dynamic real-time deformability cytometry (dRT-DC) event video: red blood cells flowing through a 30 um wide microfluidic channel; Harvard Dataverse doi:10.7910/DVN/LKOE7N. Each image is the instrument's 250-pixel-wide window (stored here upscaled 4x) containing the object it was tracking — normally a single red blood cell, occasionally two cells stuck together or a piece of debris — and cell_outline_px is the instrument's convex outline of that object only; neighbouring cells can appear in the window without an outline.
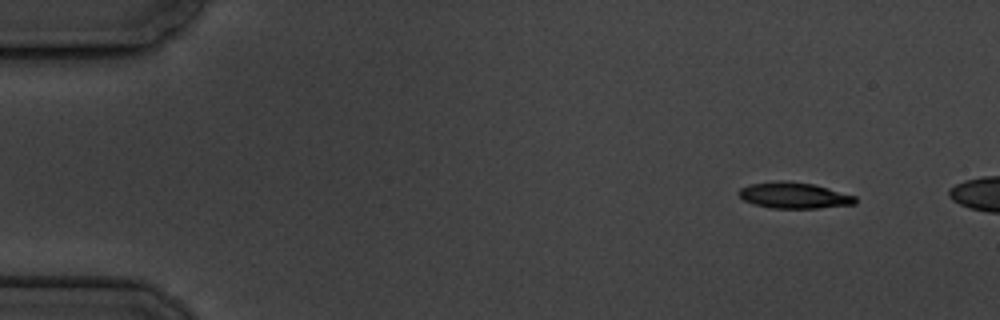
{"species": "common noctule bat (a hibernating species)", "species_latin": "Nyctalus noctula", "temperature_condition": "cold", "stored_images_in_passage": 3, "camera_frame_rate_fps": 3000, "um_per_image_px": 0.085, "animal": {"sex": "male", "body_mass_g": 19.5, "forearm_length_mm": 54.6}, "frame": {"image": 1, "passage_image": 1, "time_ms": 0.0, "image_size_px": [1000, 320], "cell_outline_px": [[856, 204], [816, 208], [772, 208], [752, 204], [744, 200], [736, 192], [740, 188], [752, 184], [776, 180], [788, 180], [812, 184], [828, 188], [856, 196]], "centroid_in_image_um": [67.47, 16.6], "position_along_channel_um": 17.5, "area_um2": 17.74}}